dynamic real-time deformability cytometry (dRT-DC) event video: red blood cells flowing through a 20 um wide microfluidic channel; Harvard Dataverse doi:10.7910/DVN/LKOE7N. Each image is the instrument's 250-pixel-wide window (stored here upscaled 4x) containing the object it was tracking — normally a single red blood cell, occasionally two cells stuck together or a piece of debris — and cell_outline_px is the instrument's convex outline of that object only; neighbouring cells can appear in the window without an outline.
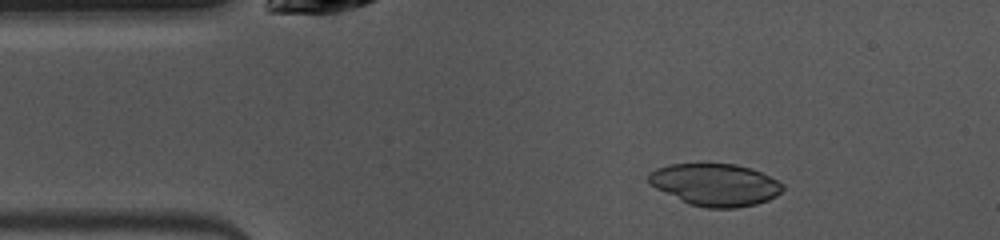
{"species": "common noctule bat (a hibernating species)", "species_latin": "Nyctalus noctula", "temperature_condition": "warm", "stored_images_in_passage": 17, "camera_frame_rate_fps": 3000, "um_per_image_px": 0.085, "animal": {"sex": "female", "body_mass_g": 10.0, "forearm_length_mm": 53.1}, "frame": {"image": 1, "passage_image": 1, "time_ms": 0.0, "image_size_px": [1000, 240], "cell_outline_px": [[784, 188], [776, 196], [768, 200], [756, 204], [736, 208], [704, 208], [688, 204], [648, 184], [648, 172], [656, 168], [668, 164], [736, 164], [752, 168], [784, 184]], "centroid_in_image_um": [60.77, 15.7], "position_along_channel_um": 24.2, "area_um2": 33.12}}